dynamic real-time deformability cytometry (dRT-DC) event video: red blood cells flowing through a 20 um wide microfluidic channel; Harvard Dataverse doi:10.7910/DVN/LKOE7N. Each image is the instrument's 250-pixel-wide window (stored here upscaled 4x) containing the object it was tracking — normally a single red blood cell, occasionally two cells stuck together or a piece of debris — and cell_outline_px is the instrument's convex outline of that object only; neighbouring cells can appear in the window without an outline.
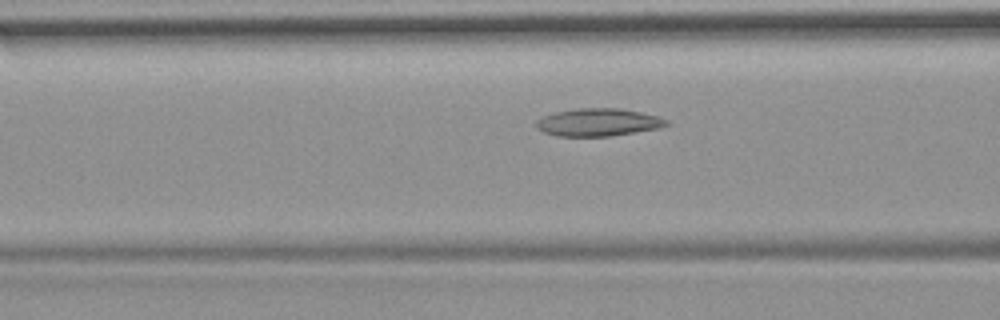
{"species": "common noctule bat (a hibernating species)", "species_latin": "Nyctalus noctula", "temperature_condition": "room temperature", "stored_images_in_passage": 28, "camera_frame_rate_fps": 3000, "um_per_image_px": 0.085, "animal": {"sex": "female", "body_mass_g": 19.9}, "frame": {"image": 1, "passage_image": 5, "time_ms": 1.333, "image_size_px": [1000, 320], "cell_outline_px": [[668, 124], [656, 128], [608, 136], [556, 136], [544, 132], [536, 128], [536, 120], [544, 116], [556, 112], [576, 108], [620, 108], [640, 112], [656, 116], [668, 120]], "centroid_in_image_um": [50.79, 10.39], "position_along_channel_um": 115.8, "area_um2": 20.69}}
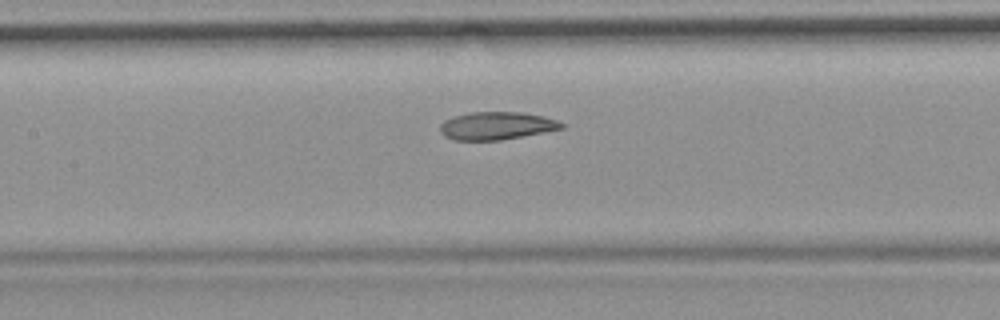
{"frame": {"image": 2, "passage_image": 9, "time_ms": 2.667, "image_size_px": [1000, 320], "cell_outline_px": [[564, 128], [544, 132], [500, 140], [456, 140], [444, 136], [440, 132], [440, 124], [444, 120], [456, 116], [472, 112], [520, 112], [544, 116], [556, 120], [564, 124]], "centroid_in_image_um": [42.2, 10.69], "position_along_channel_um": 165.2, "area_um2": 19.54}}